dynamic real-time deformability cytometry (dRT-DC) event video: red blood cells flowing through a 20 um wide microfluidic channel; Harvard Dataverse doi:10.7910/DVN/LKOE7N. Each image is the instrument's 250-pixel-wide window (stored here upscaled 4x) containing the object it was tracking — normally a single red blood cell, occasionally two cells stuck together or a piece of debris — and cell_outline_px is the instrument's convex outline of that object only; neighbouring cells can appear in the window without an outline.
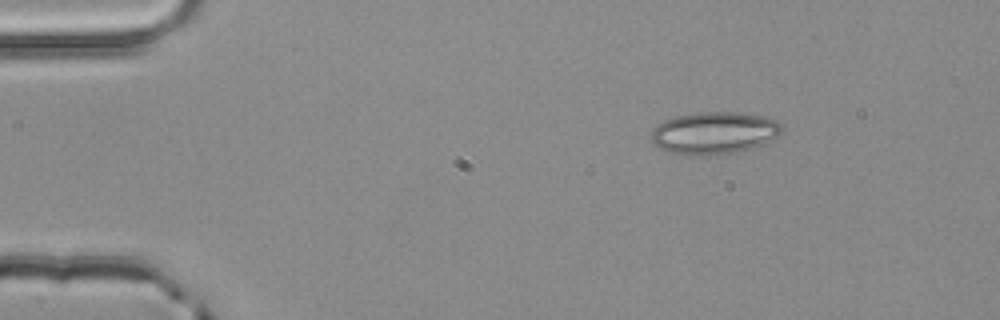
{"species": "common noctule bat (a hibernating species)", "species_latin": "Nyctalus noctula", "temperature_condition": "room temperature", "stored_images_in_passage": 4, "camera_frame_rate_fps": 3000, "um_per_image_px": 0.085, "animal": {"sex": "male", "body_mass_g": 20.4}, "frame": {"image": 1, "passage_image": 4, "time_ms": 1.0, "image_size_px": [1000, 320], "cell_outline_px": [[784, 128], [776, 136], [764, 144], [736, 152], [696, 156], [688, 156], [668, 152], [660, 148], [652, 140], [652, 128], [664, 120], [676, 116], [700, 112], [736, 112], [760, 116], [776, 120]], "centroid_in_image_um": [60.68, 11.3], "position_along_channel_um": 24.3, "area_um2": 32.02}}